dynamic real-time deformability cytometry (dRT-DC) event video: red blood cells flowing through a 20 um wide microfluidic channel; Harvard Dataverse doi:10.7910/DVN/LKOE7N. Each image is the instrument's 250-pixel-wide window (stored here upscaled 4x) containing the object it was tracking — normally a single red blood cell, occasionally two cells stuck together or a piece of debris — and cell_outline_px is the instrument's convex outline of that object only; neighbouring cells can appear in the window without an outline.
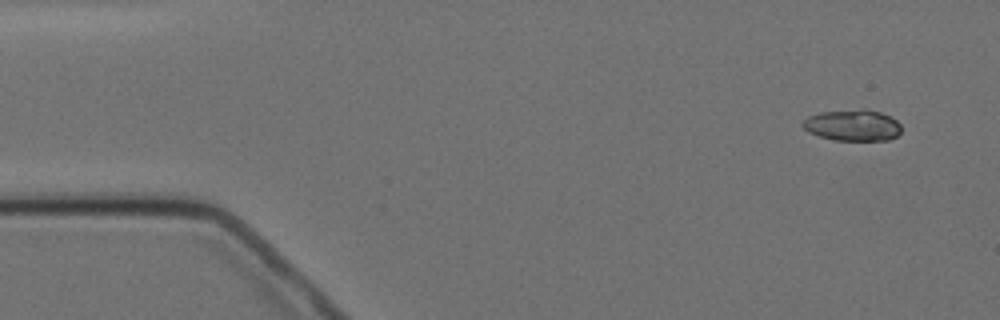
{"species": "Egyptian fruit bat (a non-hibernating species)", "species_latin": "Rousettus aegyptiacus", "temperature_condition": "cold", "stored_images_in_passage": 14, "camera_frame_rate_fps": 3000, "um_per_image_px": 0.085, "animal": {"sex": "female"}, "frame": {"image": 1, "passage_image": 1, "time_ms": 0.0, "image_size_px": [1000, 320], "cell_outline_px": [[900, 132], [896, 136], [888, 140], [836, 140], [820, 136], [808, 132], [804, 128], [804, 120], [808, 116], [820, 112], [860, 108], [868, 108], [880, 112], [896, 120], [900, 124]], "centroid_in_image_um": [72.48, 10.63], "position_along_channel_um": 12.5, "area_um2": 17.98}}
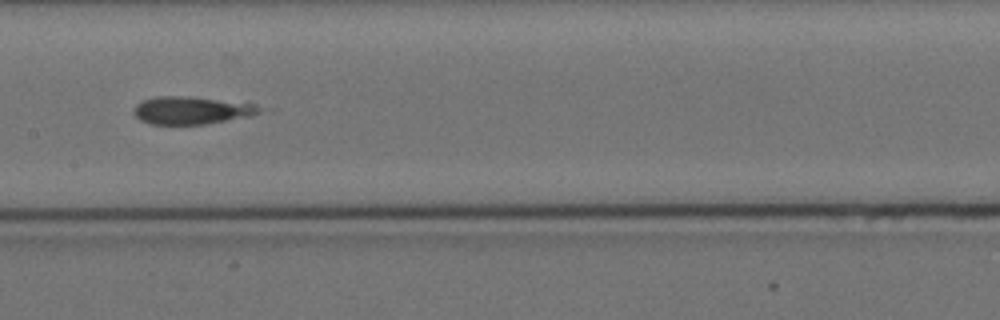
{"frame": {"image": 2, "passage_image": 7, "time_ms": 8.0, "image_size_px": [1000, 320], "cell_outline_px": [[260, 112], [252, 116], [204, 124], [148, 124], [140, 120], [132, 112], [132, 108], [140, 100], [156, 96], [192, 96], [256, 104], [260, 108]], "centroid_in_image_um": [16.22, 9.37], "position_along_channel_um": 191.2, "area_um2": 20.52}}
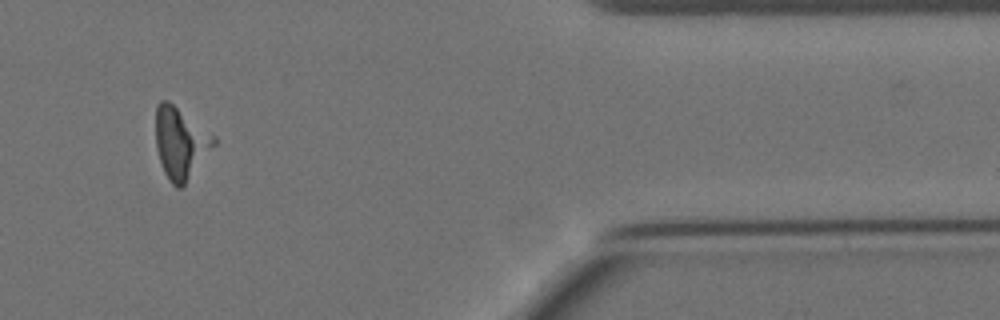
{"frame": {"image": 3, "passage_image": 13, "time_ms": 15.0, "image_size_px": [1000, 320], "cell_outline_px": [[216, 144], [184, 184], [180, 188], [176, 188], [172, 184], [164, 172], [156, 148], [156, 104], [160, 100], [168, 100], [216, 136]], "centroid_in_image_um": [15.34, 12.12], "position_along_channel_um": 396.1, "area_um2": 23.99}}